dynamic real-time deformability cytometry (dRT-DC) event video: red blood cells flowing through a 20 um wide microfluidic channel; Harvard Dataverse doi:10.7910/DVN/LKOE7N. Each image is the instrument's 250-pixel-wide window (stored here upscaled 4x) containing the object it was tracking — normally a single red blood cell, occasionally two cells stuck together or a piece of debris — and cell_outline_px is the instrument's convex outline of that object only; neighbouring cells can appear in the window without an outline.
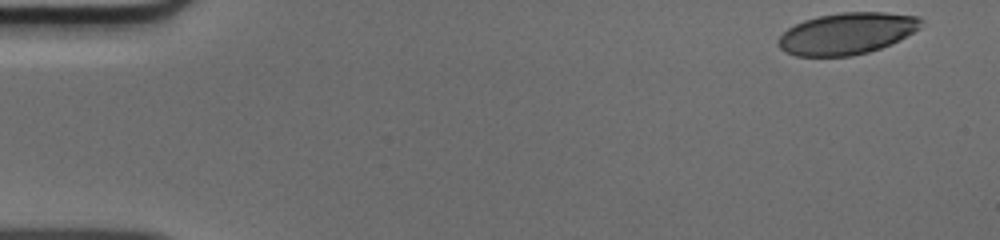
{"species": "human", "species_latin": "Homo sapiens", "temperature_condition": "cold", "stored_images_in_passage": 48, "camera_frame_rate_fps": 3000, "um_per_image_px": 0.085, "donor": {"sex": "male"}, "frame": {"image": 1, "passage_image": 1, "time_ms": 0.0, "image_size_px": [1000, 240], "cell_outline_px": [[924, 20], [920, 28], [892, 44], [868, 52], [852, 56], [796, 56], [784, 52], [776, 44], [776, 40], [788, 28], [804, 20], [820, 16], [840, 12], [884, 12], [920, 16]], "centroid_in_image_um": [71.99, 2.85], "position_along_channel_um": 13.0, "area_um2": 34.85}}
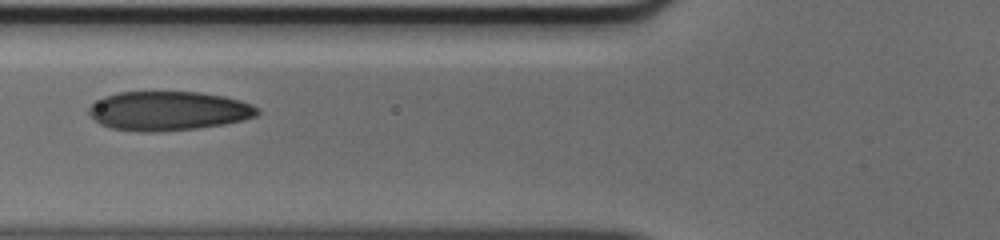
{"frame": {"image": 2, "passage_image": 18, "time_ms": 5.667, "image_size_px": [1000, 240], "cell_outline_px": [[260, 112], [256, 116], [224, 124], [196, 128], [156, 132], [140, 132], [112, 128], [100, 124], [88, 112], [88, 108], [96, 100], [104, 96], [120, 92], [200, 92], [224, 96], [240, 100], [256, 108]], "centroid_in_image_um": [14.27, 9.42], "position_along_channel_um": 111.5, "area_um2": 38.26}}
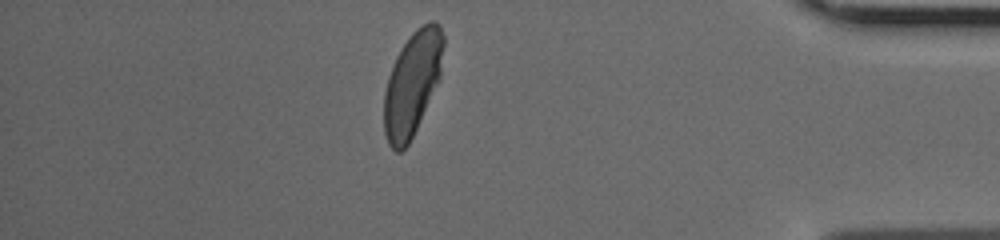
{"frame": {"image": 3, "passage_image": 42, "time_ms": 13.667, "image_size_px": [1000, 240], "cell_outline_px": [[444, 44], [440, 80], [408, 144], [400, 152], [396, 152], [388, 144], [384, 132], [384, 92], [388, 76], [396, 56], [412, 32], [416, 28], [432, 20], [436, 20], [440, 24], [444, 36]], "centroid_in_image_um": [35.06, 7.07], "position_along_channel_um": 400.1, "area_um2": 36.13}}